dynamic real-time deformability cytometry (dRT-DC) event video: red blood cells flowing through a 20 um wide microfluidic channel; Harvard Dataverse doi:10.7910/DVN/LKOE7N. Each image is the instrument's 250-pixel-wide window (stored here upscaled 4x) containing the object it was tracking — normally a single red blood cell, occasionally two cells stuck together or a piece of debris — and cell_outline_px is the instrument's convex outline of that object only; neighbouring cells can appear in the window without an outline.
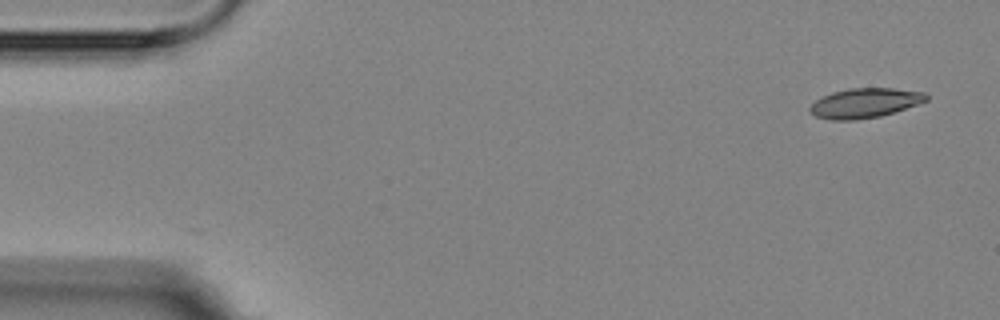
{"species": "Egyptian fruit bat (a non-hibernating species)", "species_latin": "Rousettus aegyptiacus", "temperature_condition": "room temperature", "stored_images_in_passage": 5, "segment_of_instrument_passage": [1, 2], "camera_frame_rate_fps": 3000, "um_per_image_px": 0.085, "animal": {"sex": "female"}, "frame": {"image": 1, "passage_image": 1, "time_ms": 0.0, "image_size_px": [1000, 320], "cell_outline_px": [[928, 100], [880, 116], [856, 120], [832, 120], [816, 116], [808, 108], [816, 100], [832, 92], [852, 88], [892, 88], [924, 92], [928, 96]], "centroid_in_image_um": [73.5, 8.75], "position_along_channel_um": 11.5, "area_um2": 19.77}}
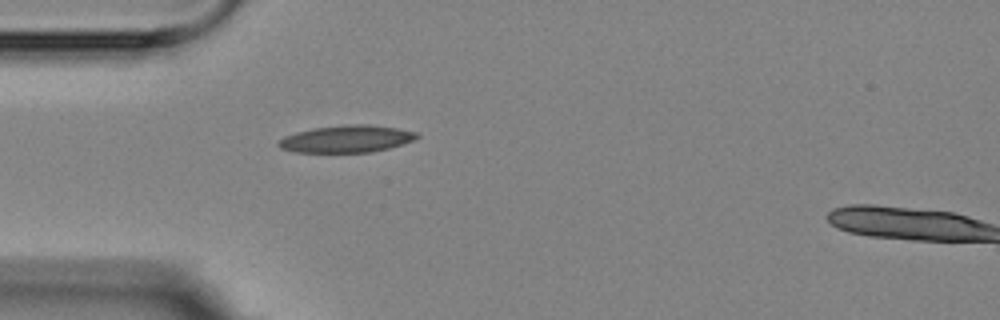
{"frame": {"image": 2, "passage_image": 4, "time_ms": 4.333, "image_size_px": [1000, 320], "cell_outline_px": [[420, 136], [416, 140], [404, 144], [372, 152], [296, 152], [280, 148], [276, 144], [284, 136], [296, 132], [312, 128], [344, 124], [368, 124], [396, 128], [416, 132]], "centroid_in_image_um": [29.47, 11.8], "position_along_channel_um": 55.5, "area_um2": 22.02}}